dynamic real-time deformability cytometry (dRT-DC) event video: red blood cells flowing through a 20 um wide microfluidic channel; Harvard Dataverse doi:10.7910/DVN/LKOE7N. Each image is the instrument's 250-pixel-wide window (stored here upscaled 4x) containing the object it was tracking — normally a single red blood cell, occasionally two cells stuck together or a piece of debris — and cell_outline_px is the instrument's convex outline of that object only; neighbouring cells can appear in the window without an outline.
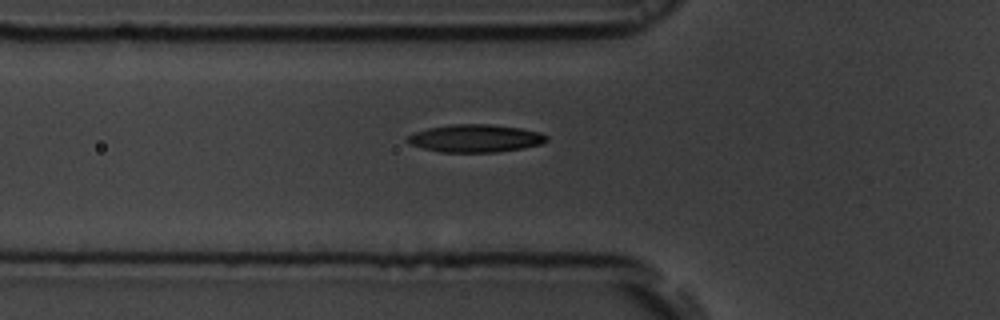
{"species": "common noctule bat (a hibernating species)", "species_latin": "Nyctalus noctula", "temperature_condition": "room temperature", "stored_images_in_passage": 44, "camera_frame_rate_fps": 3000, "um_per_image_px": 0.085, "animal": {"sex": "male", "body_mass_g": 19.5, "forearm_length_mm": 54.6}, "frame": {"image": 1, "passage_image": 8, "time_ms": 2.333, "image_size_px": [1000, 320], "cell_outline_px": [[548, 140], [540, 144], [524, 148], [496, 152], [440, 152], [408, 144], [404, 140], [412, 132], [428, 128], [452, 124], [492, 124], [520, 128], [540, 132], [548, 136]], "centroid_in_image_um": [40.38, 11.75], "position_along_channel_um": 85.4, "area_um2": 22.66}}
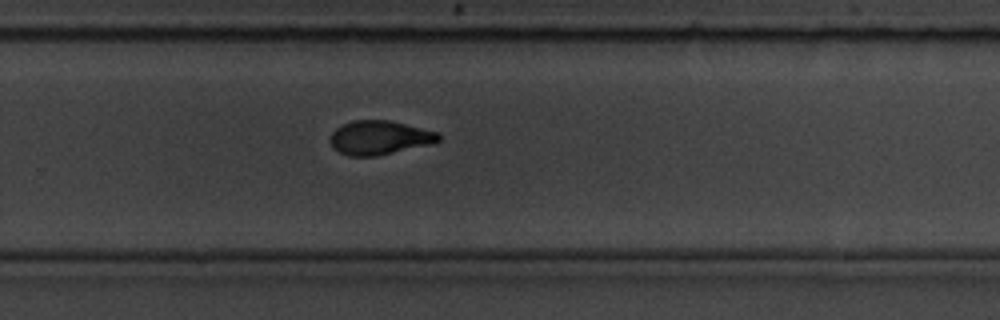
{"frame": {"image": 2, "passage_image": 25, "time_ms": 8.0, "image_size_px": [1000, 320], "cell_outline_px": [[440, 140], [432, 144], [376, 156], [348, 156], [332, 148], [328, 140], [332, 132], [336, 128], [352, 120], [388, 120], [440, 132]], "centroid_in_image_um": [32.24, 11.7], "position_along_channel_um": 297.6, "area_um2": 21.62}}
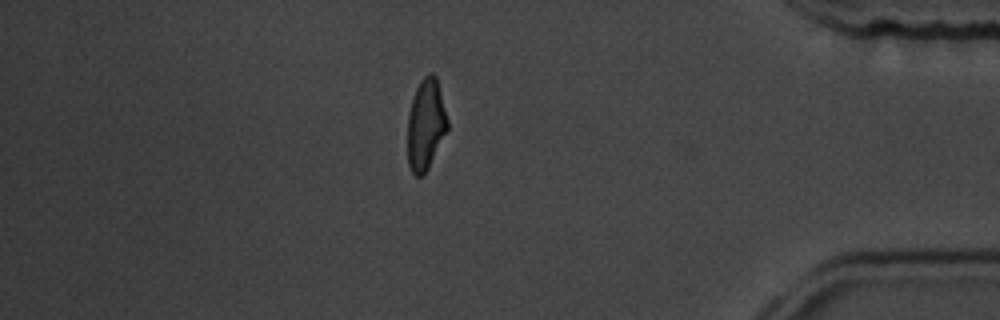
{"frame": {"image": 3, "passage_image": 36, "time_ms": 11.667, "image_size_px": [1000, 320], "cell_outline_px": [[448, 128], [428, 168], [420, 176], [416, 176], [412, 172], [408, 164], [408, 116], [412, 100], [416, 88], [420, 80], [428, 72], [432, 72], [436, 76], [448, 120]], "centroid_in_image_um": [36.19, 10.55], "position_along_channel_um": 399.0, "area_um2": 20.92}, "authors_computed_cell_mechanics": {"area_um2": 21.5305, "velocity_mm_per_s": 3.7452, "shape_relaxation_time_tau1_ms": 4.7147, "shape_relaxation_time_tau2_ms": 2.5799, "deformation_change_tau1": 0.181, "deformation_change_tau2": 0.0899}}